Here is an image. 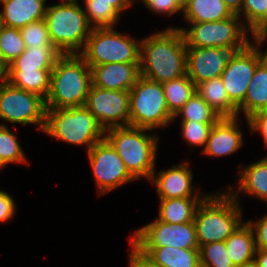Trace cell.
I'll list each match as a JSON object with an SVG mask.
<instances>
[{"label": "cell", "mask_w": 267, "mask_h": 267, "mask_svg": "<svg viewBox=\"0 0 267 267\" xmlns=\"http://www.w3.org/2000/svg\"><path fill=\"white\" fill-rule=\"evenodd\" d=\"M139 64L107 63L92 66V85L109 90L130 91L140 77Z\"/></svg>", "instance_id": "obj_18"}, {"label": "cell", "mask_w": 267, "mask_h": 267, "mask_svg": "<svg viewBox=\"0 0 267 267\" xmlns=\"http://www.w3.org/2000/svg\"><path fill=\"white\" fill-rule=\"evenodd\" d=\"M255 261L259 267H267V249H256Z\"/></svg>", "instance_id": "obj_45"}, {"label": "cell", "mask_w": 267, "mask_h": 267, "mask_svg": "<svg viewBox=\"0 0 267 267\" xmlns=\"http://www.w3.org/2000/svg\"><path fill=\"white\" fill-rule=\"evenodd\" d=\"M26 49L20 29L0 24V61L7 67Z\"/></svg>", "instance_id": "obj_33"}, {"label": "cell", "mask_w": 267, "mask_h": 267, "mask_svg": "<svg viewBox=\"0 0 267 267\" xmlns=\"http://www.w3.org/2000/svg\"><path fill=\"white\" fill-rule=\"evenodd\" d=\"M246 123L251 133H260L262 143L267 147V113L257 112L246 119Z\"/></svg>", "instance_id": "obj_40"}, {"label": "cell", "mask_w": 267, "mask_h": 267, "mask_svg": "<svg viewBox=\"0 0 267 267\" xmlns=\"http://www.w3.org/2000/svg\"><path fill=\"white\" fill-rule=\"evenodd\" d=\"M135 247H174L199 249L194 221L168 224L155 218L135 230L127 239Z\"/></svg>", "instance_id": "obj_11"}, {"label": "cell", "mask_w": 267, "mask_h": 267, "mask_svg": "<svg viewBox=\"0 0 267 267\" xmlns=\"http://www.w3.org/2000/svg\"><path fill=\"white\" fill-rule=\"evenodd\" d=\"M160 267H201L199 249L174 247H136Z\"/></svg>", "instance_id": "obj_21"}, {"label": "cell", "mask_w": 267, "mask_h": 267, "mask_svg": "<svg viewBox=\"0 0 267 267\" xmlns=\"http://www.w3.org/2000/svg\"><path fill=\"white\" fill-rule=\"evenodd\" d=\"M46 105L40 95L13 86L5 80L0 84V120L19 125H36L43 132L45 126Z\"/></svg>", "instance_id": "obj_10"}, {"label": "cell", "mask_w": 267, "mask_h": 267, "mask_svg": "<svg viewBox=\"0 0 267 267\" xmlns=\"http://www.w3.org/2000/svg\"><path fill=\"white\" fill-rule=\"evenodd\" d=\"M5 168L1 163H0V170Z\"/></svg>", "instance_id": "obj_52"}, {"label": "cell", "mask_w": 267, "mask_h": 267, "mask_svg": "<svg viewBox=\"0 0 267 267\" xmlns=\"http://www.w3.org/2000/svg\"><path fill=\"white\" fill-rule=\"evenodd\" d=\"M233 52L219 47H187L186 74L195 86L220 77Z\"/></svg>", "instance_id": "obj_16"}, {"label": "cell", "mask_w": 267, "mask_h": 267, "mask_svg": "<svg viewBox=\"0 0 267 267\" xmlns=\"http://www.w3.org/2000/svg\"><path fill=\"white\" fill-rule=\"evenodd\" d=\"M267 103V58H263L257 65L253 78L248 86L244 102L238 107L239 115L248 119L260 112Z\"/></svg>", "instance_id": "obj_23"}, {"label": "cell", "mask_w": 267, "mask_h": 267, "mask_svg": "<svg viewBox=\"0 0 267 267\" xmlns=\"http://www.w3.org/2000/svg\"><path fill=\"white\" fill-rule=\"evenodd\" d=\"M241 267H259V265L256 263V261L254 260V261H252V262H250V263H247V264H245V265H243V266H241Z\"/></svg>", "instance_id": "obj_48"}, {"label": "cell", "mask_w": 267, "mask_h": 267, "mask_svg": "<svg viewBox=\"0 0 267 267\" xmlns=\"http://www.w3.org/2000/svg\"><path fill=\"white\" fill-rule=\"evenodd\" d=\"M260 112L267 113V103H266L265 107Z\"/></svg>", "instance_id": "obj_50"}, {"label": "cell", "mask_w": 267, "mask_h": 267, "mask_svg": "<svg viewBox=\"0 0 267 267\" xmlns=\"http://www.w3.org/2000/svg\"><path fill=\"white\" fill-rule=\"evenodd\" d=\"M188 158L183 163L152 173L149 181L155 185L159 198L206 197L209 193L197 190L193 185L194 174ZM203 193V194H202Z\"/></svg>", "instance_id": "obj_15"}, {"label": "cell", "mask_w": 267, "mask_h": 267, "mask_svg": "<svg viewBox=\"0 0 267 267\" xmlns=\"http://www.w3.org/2000/svg\"><path fill=\"white\" fill-rule=\"evenodd\" d=\"M16 208L17 205L15 204L14 197L0 189V223L13 220V217L16 216Z\"/></svg>", "instance_id": "obj_39"}, {"label": "cell", "mask_w": 267, "mask_h": 267, "mask_svg": "<svg viewBox=\"0 0 267 267\" xmlns=\"http://www.w3.org/2000/svg\"><path fill=\"white\" fill-rule=\"evenodd\" d=\"M83 2L85 7L83 10L92 29L113 28L121 20V15L110 2L104 0H84Z\"/></svg>", "instance_id": "obj_30"}, {"label": "cell", "mask_w": 267, "mask_h": 267, "mask_svg": "<svg viewBox=\"0 0 267 267\" xmlns=\"http://www.w3.org/2000/svg\"><path fill=\"white\" fill-rule=\"evenodd\" d=\"M237 15L253 34L267 22V0H243L241 11Z\"/></svg>", "instance_id": "obj_34"}, {"label": "cell", "mask_w": 267, "mask_h": 267, "mask_svg": "<svg viewBox=\"0 0 267 267\" xmlns=\"http://www.w3.org/2000/svg\"><path fill=\"white\" fill-rule=\"evenodd\" d=\"M58 1L47 6L44 17L49 38L61 54H79L92 28L78 0Z\"/></svg>", "instance_id": "obj_5"}, {"label": "cell", "mask_w": 267, "mask_h": 267, "mask_svg": "<svg viewBox=\"0 0 267 267\" xmlns=\"http://www.w3.org/2000/svg\"><path fill=\"white\" fill-rule=\"evenodd\" d=\"M255 235L256 249H267V214L257 221H247Z\"/></svg>", "instance_id": "obj_41"}, {"label": "cell", "mask_w": 267, "mask_h": 267, "mask_svg": "<svg viewBox=\"0 0 267 267\" xmlns=\"http://www.w3.org/2000/svg\"><path fill=\"white\" fill-rule=\"evenodd\" d=\"M181 1V3L184 5L187 1H189V0H180Z\"/></svg>", "instance_id": "obj_51"}, {"label": "cell", "mask_w": 267, "mask_h": 267, "mask_svg": "<svg viewBox=\"0 0 267 267\" xmlns=\"http://www.w3.org/2000/svg\"><path fill=\"white\" fill-rule=\"evenodd\" d=\"M263 58L261 47L252 41L244 49L233 52L230 56L220 77L227 96L237 108L244 102L256 67Z\"/></svg>", "instance_id": "obj_13"}, {"label": "cell", "mask_w": 267, "mask_h": 267, "mask_svg": "<svg viewBox=\"0 0 267 267\" xmlns=\"http://www.w3.org/2000/svg\"><path fill=\"white\" fill-rule=\"evenodd\" d=\"M85 107L104 130L129 126V91L109 90L91 85Z\"/></svg>", "instance_id": "obj_14"}, {"label": "cell", "mask_w": 267, "mask_h": 267, "mask_svg": "<svg viewBox=\"0 0 267 267\" xmlns=\"http://www.w3.org/2000/svg\"><path fill=\"white\" fill-rule=\"evenodd\" d=\"M9 125H0V163L6 167L10 164L24 163L29 165L26 154L18 141L17 135L9 129Z\"/></svg>", "instance_id": "obj_32"}, {"label": "cell", "mask_w": 267, "mask_h": 267, "mask_svg": "<svg viewBox=\"0 0 267 267\" xmlns=\"http://www.w3.org/2000/svg\"><path fill=\"white\" fill-rule=\"evenodd\" d=\"M183 21L187 23L221 21L234 14L223 0H189L184 4Z\"/></svg>", "instance_id": "obj_27"}, {"label": "cell", "mask_w": 267, "mask_h": 267, "mask_svg": "<svg viewBox=\"0 0 267 267\" xmlns=\"http://www.w3.org/2000/svg\"><path fill=\"white\" fill-rule=\"evenodd\" d=\"M127 1L131 6H133L134 3L136 2L135 0H127ZM137 1H140V2H142L144 4L147 0H137Z\"/></svg>", "instance_id": "obj_49"}, {"label": "cell", "mask_w": 267, "mask_h": 267, "mask_svg": "<svg viewBox=\"0 0 267 267\" xmlns=\"http://www.w3.org/2000/svg\"><path fill=\"white\" fill-rule=\"evenodd\" d=\"M5 1H8V0H0V3L2 4V3L5 2Z\"/></svg>", "instance_id": "obj_53"}, {"label": "cell", "mask_w": 267, "mask_h": 267, "mask_svg": "<svg viewBox=\"0 0 267 267\" xmlns=\"http://www.w3.org/2000/svg\"><path fill=\"white\" fill-rule=\"evenodd\" d=\"M43 132L57 141L86 147L105 139V130L85 107L46 108Z\"/></svg>", "instance_id": "obj_6"}, {"label": "cell", "mask_w": 267, "mask_h": 267, "mask_svg": "<svg viewBox=\"0 0 267 267\" xmlns=\"http://www.w3.org/2000/svg\"><path fill=\"white\" fill-rule=\"evenodd\" d=\"M178 117L181 121H196L201 123H216L220 117L204 101L197 92L183 105V107L174 115L173 123Z\"/></svg>", "instance_id": "obj_31"}, {"label": "cell", "mask_w": 267, "mask_h": 267, "mask_svg": "<svg viewBox=\"0 0 267 267\" xmlns=\"http://www.w3.org/2000/svg\"><path fill=\"white\" fill-rule=\"evenodd\" d=\"M61 53L54 46L26 47L7 67L6 71L53 70Z\"/></svg>", "instance_id": "obj_25"}, {"label": "cell", "mask_w": 267, "mask_h": 267, "mask_svg": "<svg viewBox=\"0 0 267 267\" xmlns=\"http://www.w3.org/2000/svg\"><path fill=\"white\" fill-rule=\"evenodd\" d=\"M239 117L220 118L211 128L202 154L208 157H226L237 153L244 144Z\"/></svg>", "instance_id": "obj_17"}, {"label": "cell", "mask_w": 267, "mask_h": 267, "mask_svg": "<svg viewBox=\"0 0 267 267\" xmlns=\"http://www.w3.org/2000/svg\"><path fill=\"white\" fill-rule=\"evenodd\" d=\"M242 216L241 205L227 190L209 193L198 205L194 216L199 247L225 241L243 222Z\"/></svg>", "instance_id": "obj_4"}, {"label": "cell", "mask_w": 267, "mask_h": 267, "mask_svg": "<svg viewBox=\"0 0 267 267\" xmlns=\"http://www.w3.org/2000/svg\"><path fill=\"white\" fill-rule=\"evenodd\" d=\"M162 83L140 76L129 91V125L156 132L173 124Z\"/></svg>", "instance_id": "obj_7"}, {"label": "cell", "mask_w": 267, "mask_h": 267, "mask_svg": "<svg viewBox=\"0 0 267 267\" xmlns=\"http://www.w3.org/2000/svg\"><path fill=\"white\" fill-rule=\"evenodd\" d=\"M141 39L140 76L164 83L186 74L187 46L180 29L167 27Z\"/></svg>", "instance_id": "obj_1"}, {"label": "cell", "mask_w": 267, "mask_h": 267, "mask_svg": "<svg viewBox=\"0 0 267 267\" xmlns=\"http://www.w3.org/2000/svg\"><path fill=\"white\" fill-rule=\"evenodd\" d=\"M169 112L174 116L196 92V86L187 74L162 83Z\"/></svg>", "instance_id": "obj_29"}, {"label": "cell", "mask_w": 267, "mask_h": 267, "mask_svg": "<svg viewBox=\"0 0 267 267\" xmlns=\"http://www.w3.org/2000/svg\"><path fill=\"white\" fill-rule=\"evenodd\" d=\"M223 1L233 14H238L241 11L243 0H223Z\"/></svg>", "instance_id": "obj_46"}, {"label": "cell", "mask_w": 267, "mask_h": 267, "mask_svg": "<svg viewBox=\"0 0 267 267\" xmlns=\"http://www.w3.org/2000/svg\"><path fill=\"white\" fill-rule=\"evenodd\" d=\"M187 24L190 28L176 27L182 31L187 47H219L236 52L252 41V33L237 14L221 21Z\"/></svg>", "instance_id": "obj_9"}, {"label": "cell", "mask_w": 267, "mask_h": 267, "mask_svg": "<svg viewBox=\"0 0 267 267\" xmlns=\"http://www.w3.org/2000/svg\"><path fill=\"white\" fill-rule=\"evenodd\" d=\"M144 6L156 15H166L167 17L174 14H183L184 5L180 0H147Z\"/></svg>", "instance_id": "obj_38"}, {"label": "cell", "mask_w": 267, "mask_h": 267, "mask_svg": "<svg viewBox=\"0 0 267 267\" xmlns=\"http://www.w3.org/2000/svg\"><path fill=\"white\" fill-rule=\"evenodd\" d=\"M129 251L128 267H160L149 260L142 252H140L131 242Z\"/></svg>", "instance_id": "obj_42"}, {"label": "cell", "mask_w": 267, "mask_h": 267, "mask_svg": "<svg viewBox=\"0 0 267 267\" xmlns=\"http://www.w3.org/2000/svg\"><path fill=\"white\" fill-rule=\"evenodd\" d=\"M201 267H235L225 245V241L204 244L199 247Z\"/></svg>", "instance_id": "obj_35"}, {"label": "cell", "mask_w": 267, "mask_h": 267, "mask_svg": "<svg viewBox=\"0 0 267 267\" xmlns=\"http://www.w3.org/2000/svg\"><path fill=\"white\" fill-rule=\"evenodd\" d=\"M215 123H201L194 121H181V134L189 147L204 149L210 130Z\"/></svg>", "instance_id": "obj_36"}, {"label": "cell", "mask_w": 267, "mask_h": 267, "mask_svg": "<svg viewBox=\"0 0 267 267\" xmlns=\"http://www.w3.org/2000/svg\"><path fill=\"white\" fill-rule=\"evenodd\" d=\"M6 80V67L0 61V84Z\"/></svg>", "instance_id": "obj_47"}, {"label": "cell", "mask_w": 267, "mask_h": 267, "mask_svg": "<svg viewBox=\"0 0 267 267\" xmlns=\"http://www.w3.org/2000/svg\"><path fill=\"white\" fill-rule=\"evenodd\" d=\"M111 3V6L121 15L125 10L132 8V6L128 3L127 0H104Z\"/></svg>", "instance_id": "obj_44"}, {"label": "cell", "mask_w": 267, "mask_h": 267, "mask_svg": "<svg viewBox=\"0 0 267 267\" xmlns=\"http://www.w3.org/2000/svg\"><path fill=\"white\" fill-rule=\"evenodd\" d=\"M239 166L242 169L240 168L237 171L238 187L235 189L233 185H227V188H229L227 192H229L240 205L241 194L251 195L253 198L267 203V155L251 164H239Z\"/></svg>", "instance_id": "obj_19"}, {"label": "cell", "mask_w": 267, "mask_h": 267, "mask_svg": "<svg viewBox=\"0 0 267 267\" xmlns=\"http://www.w3.org/2000/svg\"><path fill=\"white\" fill-rule=\"evenodd\" d=\"M155 133L150 129L130 125L105 130V139L116 150L135 180L140 178L149 180L152 173L157 170L159 136Z\"/></svg>", "instance_id": "obj_3"}, {"label": "cell", "mask_w": 267, "mask_h": 267, "mask_svg": "<svg viewBox=\"0 0 267 267\" xmlns=\"http://www.w3.org/2000/svg\"><path fill=\"white\" fill-rule=\"evenodd\" d=\"M52 70L6 71V80L13 86L47 98Z\"/></svg>", "instance_id": "obj_28"}, {"label": "cell", "mask_w": 267, "mask_h": 267, "mask_svg": "<svg viewBox=\"0 0 267 267\" xmlns=\"http://www.w3.org/2000/svg\"><path fill=\"white\" fill-rule=\"evenodd\" d=\"M204 198H158L160 205L156 218L168 224H181L194 221L196 209Z\"/></svg>", "instance_id": "obj_26"}, {"label": "cell", "mask_w": 267, "mask_h": 267, "mask_svg": "<svg viewBox=\"0 0 267 267\" xmlns=\"http://www.w3.org/2000/svg\"><path fill=\"white\" fill-rule=\"evenodd\" d=\"M48 0H8L0 10V24L10 28H22L31 22L44 19Z\"/></svg>", "instance_id": "obj_20"}, {"label": "cell", "mask_w": 267, "mask_h": 267, "mask_svg": "<svg viewBox=\"0 0 267 267\" xmlns=\"http://www.w3.org/2000/svg\"><path fill=\"white\" fill-rule=\"evenodd\" d=\"M252 41L259 47H262L265 42L267 44V22L264 23L257 31L252 34ZM265 58H267V50L264 52L261 50Z\"/></svg>", "instance_id": "obj_43"}, {"label": "cell", "mask_w": 267, "mask_h": 267, "mask_svg": "<svg viewBox=\"0 0 267 267\" xmlns=\"http://www.w3.org/2000/svg\"><path fill=\"white\" fill-rule=\"evenodd\" d=\"M117 28L92 29L79 55L90 66L107 63H140V43Z\"/></svg>", "instance_id": "obj_8"}, {"label": "cell", "mask_w": 267, "mask_h": 267, "mask_svg": "<svg viewBox=\"0 0 267 267\" xmlns=\"http://www.w3.org/2000/svg\"><path fill=\"white\" fill-rule=\"evenodd\" d=\"M20 32L26 47L53 46L44 19L31 22L20 28Z\"/></svg>", "instance_id": "obj_37"}, {"label": "cell", "mask_w": 267, "mask_h": 267, "mask_svg": "<svg viewBox=\"0 0 267 267\" xmlns=\"http://www.w3.org/2000/svg\"><path fill=\"white\" fill-rule=\"evenodd\" d=\"M225 245L235 267H241L255 260V235L247 221L242 222L235 229L225 240Z\"/></svg>", "instance_id": "obj_22"}, {"label": "cell", "mask_w": 267, "mask_h": 267, "mask_svg": "<svg viewBox=\"0 0 267 267\" xmlns=\"http://www.w3.org/2000/svg\"><path fill=\"white\" fill-rule=\"evenodd\" d=\"M92 85L91 67L79 54H61L51 71L46 108L85 106Z\"/></svg>", "instance_id": "obj_2"}, {"label": "cell", "mask_w": 267, "mask_h": 267, "mask_svg": "<svg viewBox=\"0 0 267 267\" xmlns=\"http://www.w3.org/2000/svg\"><path fill=\"white\" fill-rule=\"evenodd\" d=\"M198 95L220 118L238 117V108L230 101L221 77L204 81L196 86Z\"/></svg>", "instance_id": "obj_24"}, {"label": "cell", "mask_w": 267, "mask_h": 267, "mask_svg": "<svg viewBox=\"0 0 267 267\" xmlns=\"http://www.w3.org/2000/svg\"><path fill=\"white\" fill-rule=\"evenodd\" d=\"M98 195H104L117 188L136 181L127 171L125 164L113 146L106 140L93 145L88 152Z\"/></svg>", "instance_id": "obj_12"}]
</instances>
